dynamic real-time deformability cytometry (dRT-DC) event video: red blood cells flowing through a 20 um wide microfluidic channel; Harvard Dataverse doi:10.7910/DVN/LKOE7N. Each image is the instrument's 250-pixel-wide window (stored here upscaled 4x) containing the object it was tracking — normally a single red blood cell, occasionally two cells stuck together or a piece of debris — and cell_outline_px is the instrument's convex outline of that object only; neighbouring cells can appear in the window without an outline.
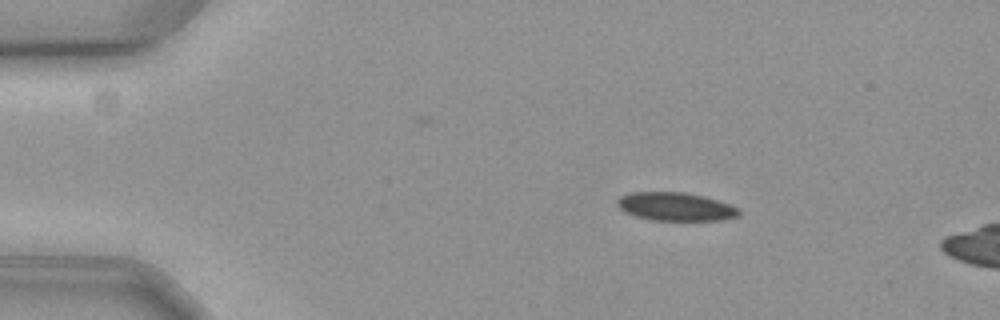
{"species": "common noctule bat (a hibernating species)", "species_latin": "Nyctalus noctula", "temperature_condition": "cold", "stored_images_in_passage": 59, "camera_frame_rate_fps": 3000, "um_per_image_px": 0.085, "animal": {"sex": "female", "body_mass_g": 19.3, "forearm_length_mm": 54.1}, "frame": {"image": 1, "passage_image": 10, "time_ms": 3.0, "image_size_px": [1000, 320], "cell_outline_px": [[740, 216], [724, 220], [652, 220], [636, 216], [624, 212], [616, 204], [616, 200], [620, 196], [632, 192], [684, 192], [704, 196], [740, 208]], "centroid_in_image_um": [57.43, 17.56], "position_along_channel_um": 27.6, "area_um2": 20.17}}
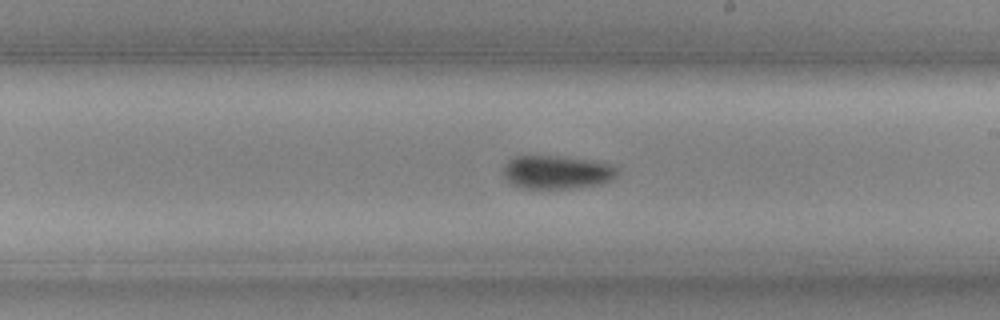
{"frame": {"image": 2, "passage_image": 34, "time_ms": 11.0, "image_size_px": [1000, 320], "cell_outline_px": [[620, 168], [616, 176], [600, 184], [572, 188], [524, 188], [512, 184], [504, 176], [504, 168], [508, 160], [516, 156], [556, 156], [600, 160], [620, 164]], "centroid_in_image_um": [47.44, 14.61], "position_along_channel_um": 241.6, "area_um2": 22.54}}
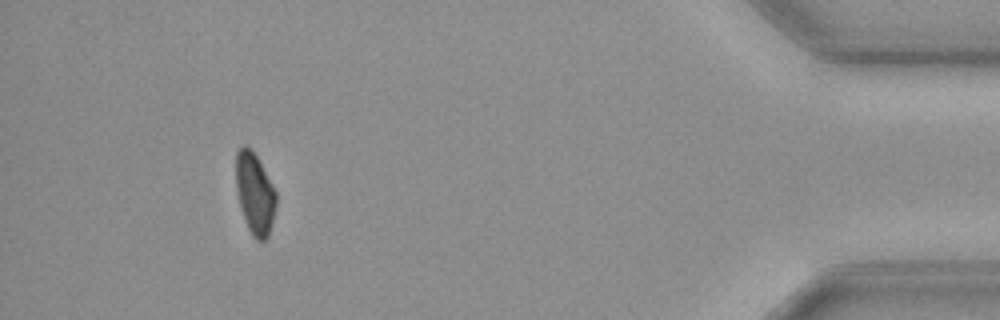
{"frame": {"image": 3, "passage_image": 54, "time_ms": 17.667, "image_size_px": [1000, 320], "cell_outline_px": [[276, 204], [268, 236], [264, 240], [256, 240], [252, 236], [248, 228], [240, 208], [236, 188], [236, 152], [244, 144], [252, 148], [276, 192]], "centroid_in_image_um": [21.64, 16.43], "position_along_channel_um": 413.6, "area_um2": 18.9}, "authors_computed_cell_mechanics": {"area_um2": 20.8658, "velocity_mm_per_s": 3.5549, "shape_relaxation_time_tau1_ms": 6.6763, "shape_relaxation_time_tau2_ms": null, "deformation_change_tau1": 0.1067, "deformation_change_tau2": null}}